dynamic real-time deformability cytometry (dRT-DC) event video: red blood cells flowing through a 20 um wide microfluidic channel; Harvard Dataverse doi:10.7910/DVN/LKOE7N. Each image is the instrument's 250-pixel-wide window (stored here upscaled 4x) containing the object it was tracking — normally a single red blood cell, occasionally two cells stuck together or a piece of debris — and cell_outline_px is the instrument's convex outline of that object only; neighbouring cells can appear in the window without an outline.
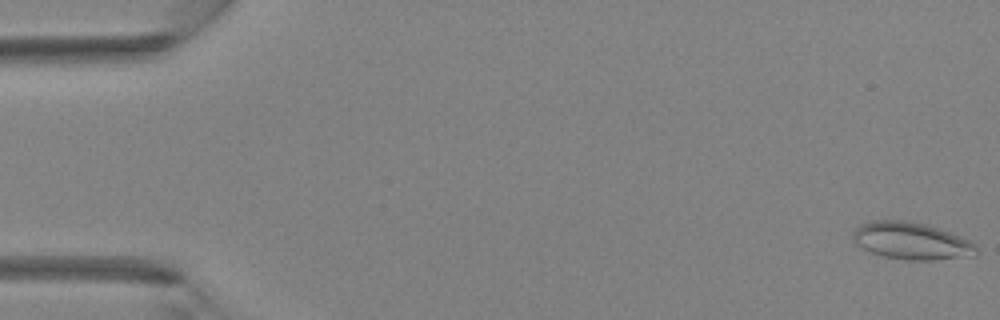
{"species": "Egyptian fruit bat (a non-hibernating species)", "species_latin": "Rousettus aegyptiacus", "temperature_condition": "room temperature", "stored_images_in_passage": 45, "camera_frame_rate_fps": 3000, "um_per_image_px": 0.085, "animal": {"sex": "female"}, "frame": {"image": 1, "passage_image": 1, "time_ms": 0.0, "image_size_px": [1000, 320], "cell_outline_px": [[976, 252], [972, 256], [936, 260], [908, 260], [884, 256], [872, 252], [856, 244], [852, 240], [852, 232], [860, 224], [872, 220], [904, 220], [924, 224], [960, 236], [976, 244]], "centroid_in_image_um": [77.44, 20.48], "position_along_channel_um": 7.6, "area_um2": 26.53}}
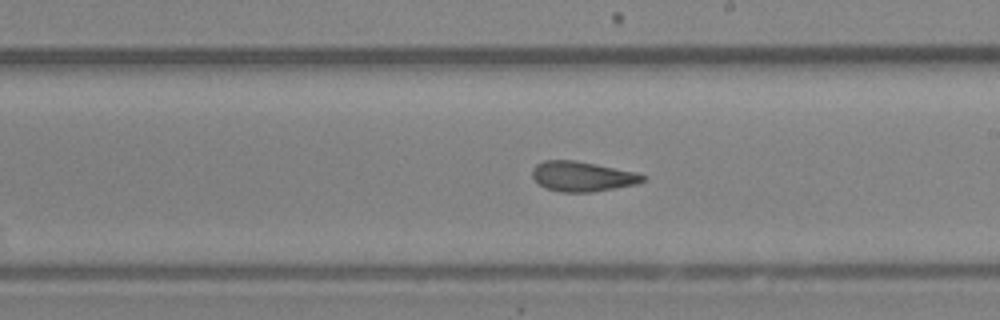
{"frame": {"image": 2, "passage_image": 26, "time_ms": 8.333, "image_size_px": [1000, 320], "cell_outline_px": [[648, 176], [644, 180], [636, 184], [592, 192], [560, 192], [544, 188], [532, 176], [532, 168], [536, 164], [544, 160], [576, 160], [636, 172]], "centroid_in_image_um": [49.49, 14.99], "position_along_channel_um": 239.5, "area_um2": 19.36}}
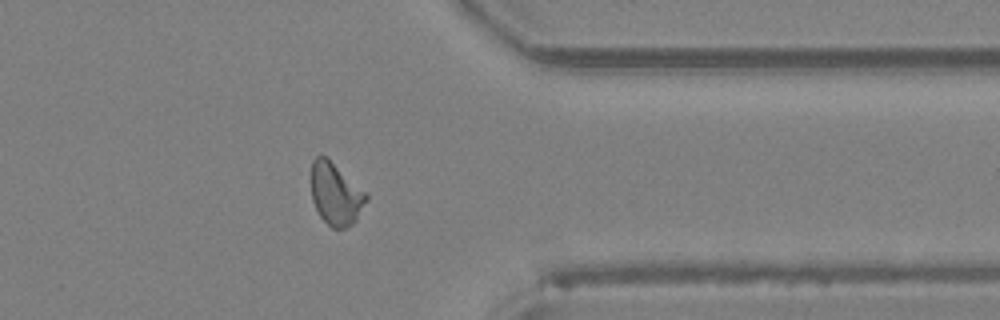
{"frame": {"image": 3, "passage_image": 36, "time_ms": 11.667, "image_size_px": [1000, 320], "cell_outline_px": [[368, 200], [356, 220], [352, 224], [344, 228], [332, 228], [320, 216], [312, 200], [312, 160], [316, 156], [324, 156], [364, 192], [368, 196]], "centroid_in_image_um": [28.52, 16.54], "position_along_channel_um": 382.9, "area_um2": 19.25}}